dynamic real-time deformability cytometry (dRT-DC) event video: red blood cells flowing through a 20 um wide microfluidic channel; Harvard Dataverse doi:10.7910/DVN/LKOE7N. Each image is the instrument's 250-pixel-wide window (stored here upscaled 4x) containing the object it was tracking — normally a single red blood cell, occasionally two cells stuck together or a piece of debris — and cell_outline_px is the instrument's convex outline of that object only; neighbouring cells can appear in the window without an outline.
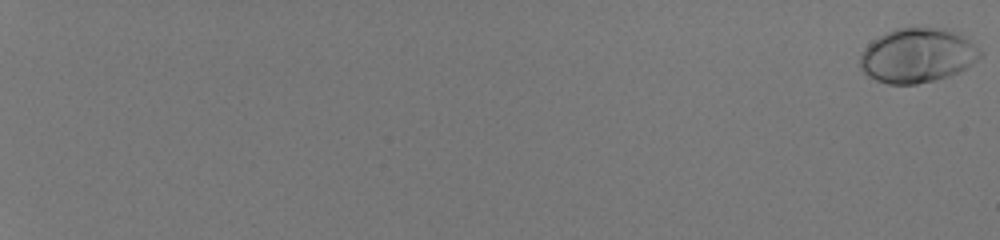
{"species": "human", "species_latin": "Homo sapiens", "temperature_condition": "room temperature", "stored_images_in_passage": 57, "camera_frame_rate_fps": 3000, "um_per_image_px": 0.085, "donor": {"sex": "male"}, "frame": {"image": 1, "passage_image": 1, "time_ms": 0.0, "image_size_px": [1000, 240], "cell_outline_px": [[984, 56], [964, 68], [948, 76], [936, 80], [916, 84], [888, 84], [876, 80], [868, 76], [860, 68], [860, 56], [864, 48], [872, 40], [896, 28], [948, 28], [972, 36], [984, 52]], "centroid_in_image_um": [78.07, 4.69], "position_along_channel_um": 6.9, "area_um2": 38.84}}
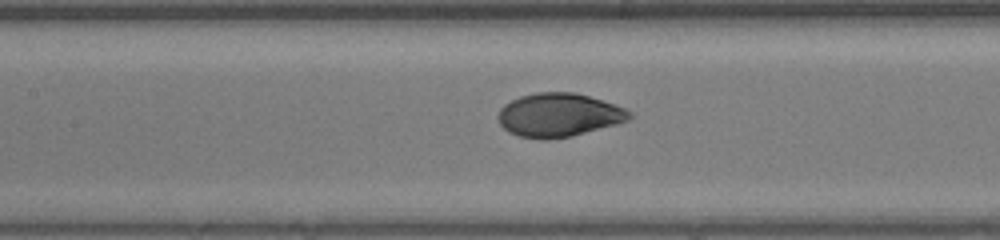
{"frame": {"image": 2, "passage_image": 34, "time_ms": 11.0, "image_size_px": [1000, 240], "cell_outline_px": [[632, 116], [628, 120], [616, 124], [572, 136], [544, 140], [540, 140], [520, 136], [508, 132], [500, 124], [496, 116], [500, 108], [504, 104], [520, 96], [536, 92], [576, 92], [624, 108], [632, 112]], "centroid_in_image_um": [47.45, 9.78], "position_along_channel_um": 159.9, "area_um2": 33.35}}
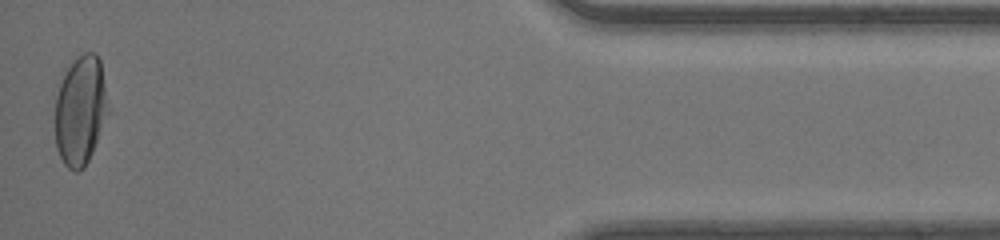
{"frame": {"image": 3, "passage_image": 57, "time_ms": 18.667, "image_size_px": [1000, 240], "cell_outline_px": [[108, 112], [92, 152], [84, 168], [76, 172], [68, 168], [64, 164], [56, 148], [56, 96], [60, 84], [68, 68], [84, 52], [96, 52], [100, 60], [108, 108]], "centroid_in_image_um": [6.83, 9.41], "position_along_channel_um": 428.4, "area_um2": 33.06}, "authors_computed_cell_mechanics": {"area_um2": 34.102, "velocity_mm_per_s": 4.1683, "shape_relaxation_time_tau1_ms": 3.2122, "shape_relaxation_time_tau2_ms": null, "deformation_change_tau1": 0.1707, "deformation_change_tau2": null}}